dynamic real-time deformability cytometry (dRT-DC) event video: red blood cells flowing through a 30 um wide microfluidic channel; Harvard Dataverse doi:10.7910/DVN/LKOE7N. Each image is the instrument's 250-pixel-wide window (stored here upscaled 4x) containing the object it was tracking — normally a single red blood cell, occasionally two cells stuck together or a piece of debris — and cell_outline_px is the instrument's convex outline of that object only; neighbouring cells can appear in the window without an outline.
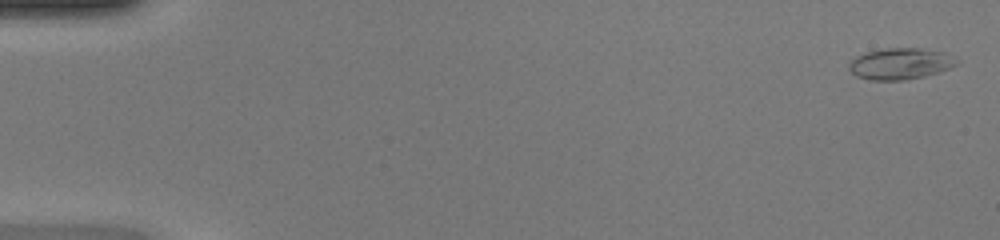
{"species": "common noctule bat (a hibernating species)", "species_latin": "Nyctalus noctula", "temperature_condition": "warm", "stored_images_in_passage": 48, "camera_frame_rate_fps": 3000, "um_per_image_px": 0.085, "animal": {"sex": "female", "body_mass_g": 20.0, "forearm_length_mm": 54.0}, "frame": {"image": 1, "passage_image": 1, "time_ms": 0.0, "image_size_px": [1000, 240], "cell_outline_px": [[960, 64], [940, 72], [924, 76], [904, 80], [872, 80], [856, 76], [848, 68], [848, 64], [856, 56], [868, 52], [888, 48], [920, 48], [944, 52], [960, 60]], "centroid_in_image_um": [76.58, 5.42], "position_along_channel_um": 8.4, "area_um2": 19.71}}
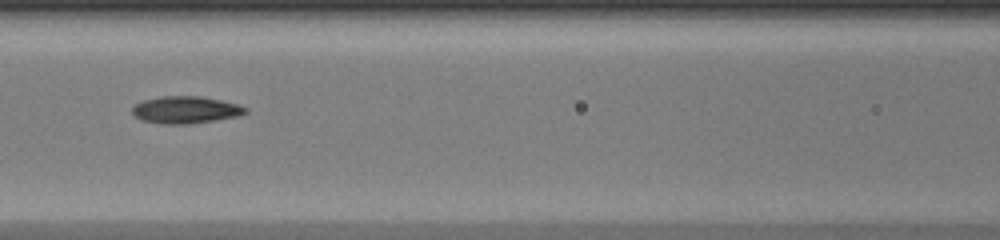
{"frame": {"image": 2, "passage_image": 22, "time_ms": 7.0, "image_size_px": [1000, 240], "cell_outline_px": [[248, 112], [240, 116], [192, 124], [160, 124], [140, 120], [132, 116], [132, 108], [136, 104], [144, 100], [160, 96], [200, 96], [240, 104], [248, 108]], "centroid_in_image_um": [15.79, 9.35], "position_along_channel_um": 150.8, "area_um2": 18.26}}
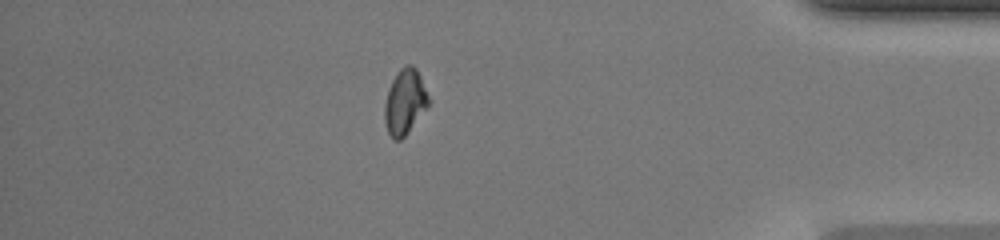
{"frame": {"image": 3, "passage_image": 42, "time_ms": 13.667, "image_size_px": [1000, 240], "cell_outline_px": [[432, 100], [428, 108], [408, 132], [400, 140], [392, 140], [388, 132], [384, 120], [384, 104], [388, 88], [392, 80], [400, 68], [404, 64], [412, 64], [416, 68]], "centroid_in_image_um": [34.44, 8.65], "position_along_channel_um": 400.8, "area_um2": 17.17}, "authors_computed_cell_mechanics": {"area_um2": 17.6001, "velocity_mm_per_s": 4.2853, "shape_relaxation_time_tau1_ms": 11.325, "shape_relaxation_time_tau2_ms": 1.846, "deformation_change_tau1": 0.264, "deformation_change_tau2": 0.0693}}